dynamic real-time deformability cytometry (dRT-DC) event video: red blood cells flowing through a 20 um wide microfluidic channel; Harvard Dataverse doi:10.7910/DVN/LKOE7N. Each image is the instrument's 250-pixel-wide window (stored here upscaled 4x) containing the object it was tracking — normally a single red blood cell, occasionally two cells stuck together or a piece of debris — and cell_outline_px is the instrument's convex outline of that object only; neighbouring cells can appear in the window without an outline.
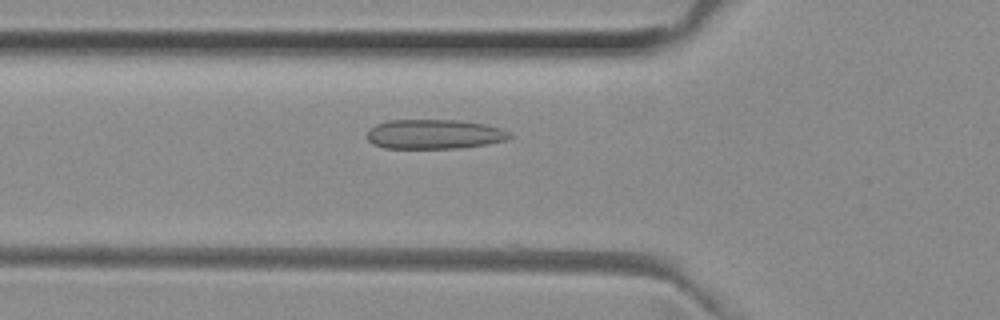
{"species": "common noctule bat (a hibernating species)", "species_latin": "Nyctalus noctula", "temperature_condition": "room temperature", "stored_images_in_passage": 38, "camera_frame_rate_fps": 3000, "um_per_image_px": 0.085, "animal": {"sex": "female", "body_mass_g": 29.2, "forearm_length_mm": 56.3}, "frame": {"image": 1, "passage_image": 4, "time_ms": 1.0, "image_size_px": [1000, 320], "cell_outline_px": [[512, 136], [504, 140], [488, 144], [460, 148], [384, 148], [372, 144], [368, 140], [368, 128], [376, 124], [388, 120], [460, 120], [484, 124], [500, 128], [508, 132]], "centroid_in_image_um": [36.87, 11.4], "position_along_channel_um": 88.9, "area_um2": 24.57}}
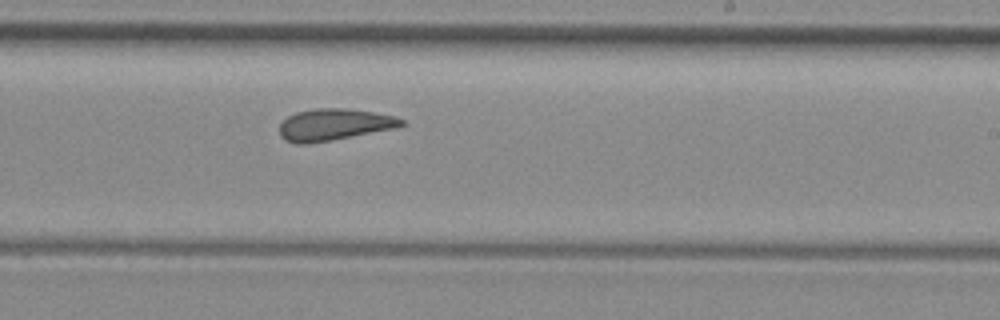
{"frame": {"image": 2, "passage_image": 17, "time_ms": 5.333, "image_size_px": [1000, 320], "cell_outline_px": [[408, 124], [400, 128], [304, 144], [296, 144], [280, 136], [280, 124], [288, 116], [296, 112], [316, 108], [348, 108], [396, 116], [404, 120]], "centroid_in_image_um": [28.47, 10.58], "position_along_channel_um": 260.5, "area_um2": 22.54}}
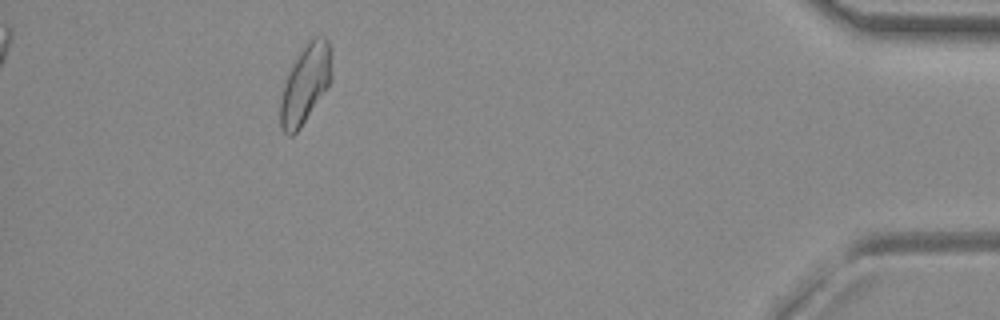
{"frame": {"image": 3, "passage_image": 33, "time_ms": 10.667, "image_size_px": [1000, 320], "cell_outline_px": [[332, 80], [300, 128], [292, 136], [288, 136], [280, 128], [280, 100], [284, 84], [288, 72], [292, 64], [300, 52], [312, 36], [324, 36], [328, 40], [332, 48]], "centroid_in_image_um": [25.97, 7.11], "position_along_channel_um": 409.2, "area_um2": 23.7}, "authors_computed_cell_mechanics": {"area_um2": 22.7154, "velocity_mm_per_s": 3.9632, "shape_relaxation_time_tau1_ms": null, "shape_relaxation_time_tau2_ms": 2.8972, "deformation_change_tau1": null, "deformation_change_tau2": 0.1181}}